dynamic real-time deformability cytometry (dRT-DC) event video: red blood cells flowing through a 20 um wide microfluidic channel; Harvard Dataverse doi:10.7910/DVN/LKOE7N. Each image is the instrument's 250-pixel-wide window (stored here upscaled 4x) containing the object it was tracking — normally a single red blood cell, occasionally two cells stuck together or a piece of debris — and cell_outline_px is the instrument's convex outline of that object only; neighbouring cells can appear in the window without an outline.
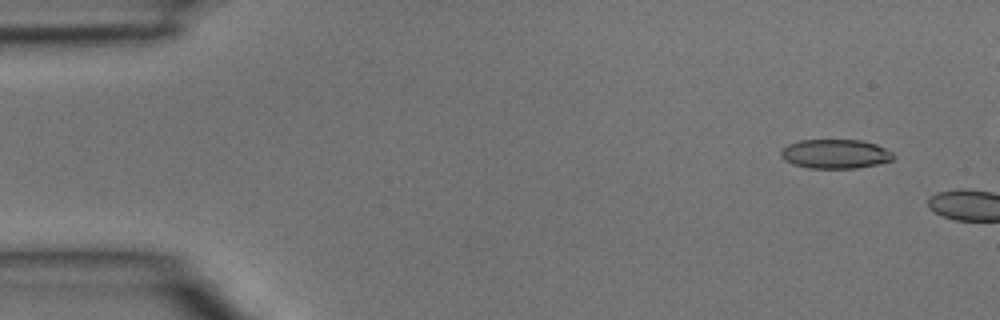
{"species": "common noctule bat (a hibernating species)", "species_latin": "Nyctalus noctula", "temperature_condition": "room temperature", "stored_images_in_passage": 2, "camera_frame_rate_fps": 3000, "um_per_image_px": 0.085, "animal": {"sex": "male", "body_mass_g": 15.6}, "frame": {"image": 1, "passage_image": 1, "time_ms": 0.0, "image_size_px": [1000, 320], "cell_outline_px": [[892, 160], [876, 164], [856, 168], [808, 168], [792, 164], [784, 160], [780, 156], [780, 152], [788, 144], [800, 140], [860, 140], [876, 144], [892, 152]], "centroid_in_image_um": [70.95, 13.08], "position_along_channel_um": 14.0, "area_um2": 19.02}}